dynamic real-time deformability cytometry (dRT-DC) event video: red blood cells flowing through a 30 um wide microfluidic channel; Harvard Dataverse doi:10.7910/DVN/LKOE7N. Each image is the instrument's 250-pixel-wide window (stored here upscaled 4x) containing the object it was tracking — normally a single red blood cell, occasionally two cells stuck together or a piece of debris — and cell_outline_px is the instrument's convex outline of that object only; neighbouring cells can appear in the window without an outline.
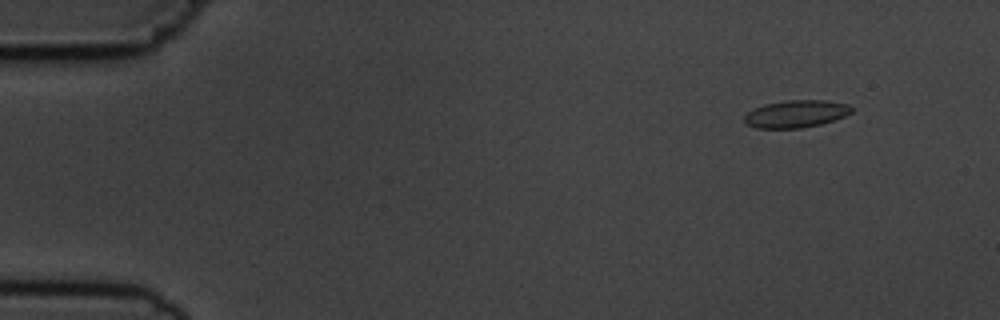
{"species": "common noctule bat (a hibernating species)", "species_latin": "Nyctalus noctula", "temperature_condition": "cold", "stored_images_in_passage": 5, "camera_frame_rate_fps": 3000, "um_per_image_px": 0.085, "animal": {"sex": "male", "body_mass_g": 19.5, "forearm_length_mm": 54.6}, "frame": {"image": 1, "passage_image": 2, "time_ms": 1.333, "image_size_px": [1000, 320], "cell_outline_px": [[852, 112], [844, 116], [820, 124], [800, 128], [756, 128], [748, 124], [744, 120], [744, 116], [752, 108], [764, 104], [784, 100], [824, 100], [848, 104], [852, 108]], "centroid_in_image_um": [67.63, 9.66], "position_along_channel_um": 17.4, "area_um2": 17.05}}
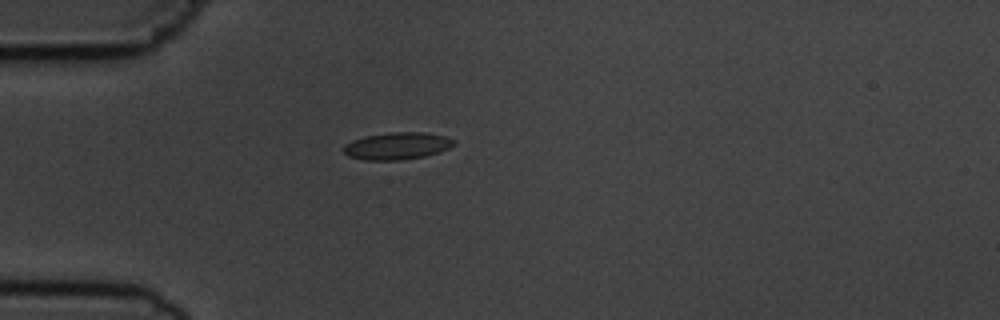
{"frame": {"image": 2, "passage_image": 5, "time_ms": 4.667, "image_size_px": [1000, 320], "cell_outline_px": [[456, 144], [440, 152], [424, 156], [400, 160], [364, 160], [348, 156], [344, 152], [344, 144], [352, 140], [364, 136], [392, 132], [424, 132], [444, 136], [456, 140]], "centroid_in_image_um": [33.76, 12.4], "position_along_channel_um": 51.2, "area_um2": 17.51}}